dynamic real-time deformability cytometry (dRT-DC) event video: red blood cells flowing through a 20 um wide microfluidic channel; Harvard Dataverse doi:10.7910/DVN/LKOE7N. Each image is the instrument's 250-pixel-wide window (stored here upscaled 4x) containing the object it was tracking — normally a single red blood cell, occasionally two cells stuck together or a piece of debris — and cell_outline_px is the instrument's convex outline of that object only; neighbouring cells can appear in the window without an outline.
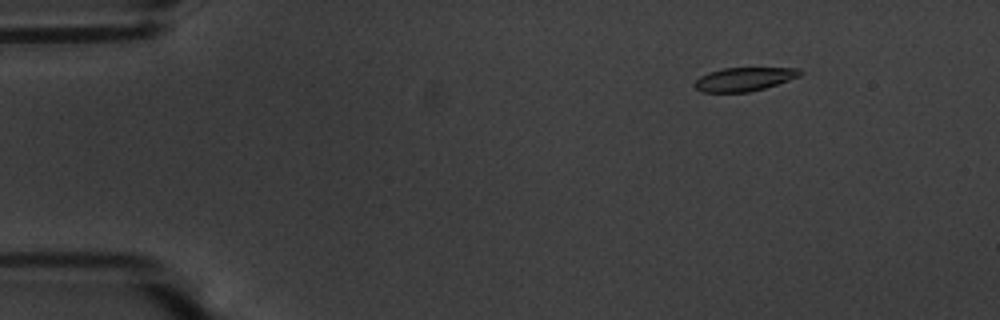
{"species": "common noctule bat (a hibernating species)", "species_latin": "Nyctalus noctula", "temperature_condition": "warm", "stored_images_in_passage": 55, "camera_frame_rate_fps": 3000, "um_per_image_px": 0.085, "animal": {"sex": "male", "body_mass_g": 20.1, "forearm_length_mm": 53.5}, "frame": {"image": 1, "passage_image": 6, "time_ms": 1.667, "image_size_px": [1000, 320], "cell_outline_px": [[804, 72], [800, 76], [764, 88], [748, 92], [700, 92], [696, 88], [696, 80], [700, 76], [708, 72], [724, 68], [796, 68]], "centroid_in_image_um": [63.25, 6.73], "position_along_channel_um": 21.8, "area_um2": 14.33}}
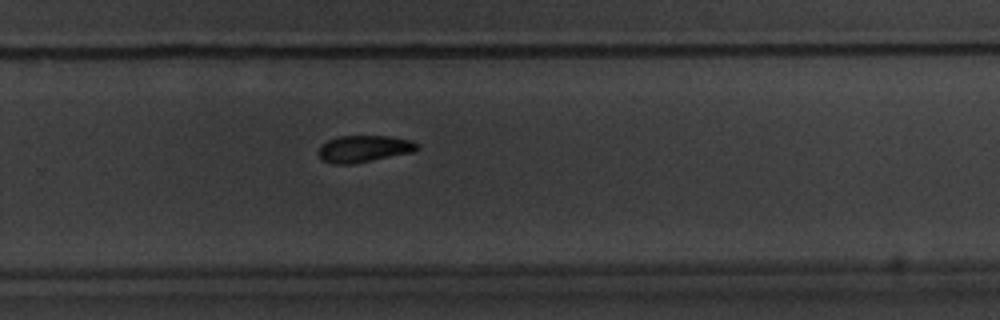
{"frame": {"image": 2, "passage_image": 36, "time_ms": 11.667, "image_size_px": [1000, 320], "cell_outline_px": [[420, 148], [416, 152], [352, 164], [332, 164], [320, 160], [316, 152], [328, 140], [340, 136], [388, 136], [408, 140], [420, 144]], "centroid_in_image_um": [30.94, 12.66], "position_along_channel_um": 298.9, "area_um2": 15.61}}
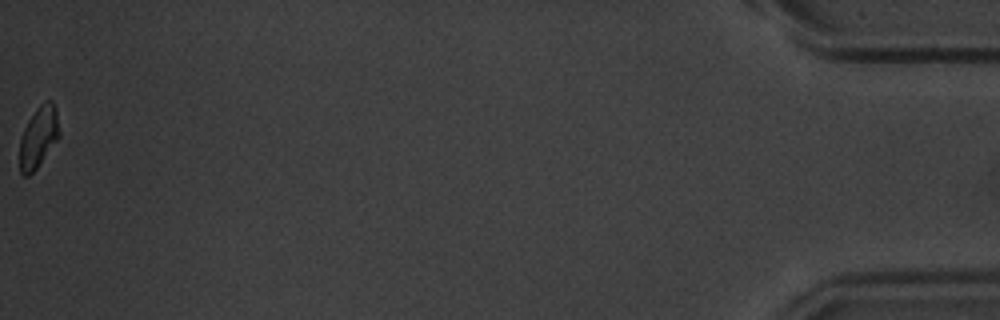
{"frame": {"image": 3, "passage_image": 55, "time_ms": 18.0, "image_size_px": [1000, 320], "cell_outline_px": [[60, 136], [36, 168], [28, 176], [24, 176], [20, 172], [20, 136], [28, 120], [36, 108], [40, 104], [48, 100], [52, 100], [56, 108]], "centroid_in_image_um": [3.27, 11.62], "position_along_channel_um": 431.9, "area_um2": 14.05}, "authors_computed_cell_mechanics": {"area_um2": 15.5482, "velocity_mm_per_s": 3.6144, "shape_relaxation_time_tau1_ms": 2.538, "shape_relaxation_time_tau2_ms": null, "deformation_change_tau1": 0.1218, "deformation_change_tau2": null}}